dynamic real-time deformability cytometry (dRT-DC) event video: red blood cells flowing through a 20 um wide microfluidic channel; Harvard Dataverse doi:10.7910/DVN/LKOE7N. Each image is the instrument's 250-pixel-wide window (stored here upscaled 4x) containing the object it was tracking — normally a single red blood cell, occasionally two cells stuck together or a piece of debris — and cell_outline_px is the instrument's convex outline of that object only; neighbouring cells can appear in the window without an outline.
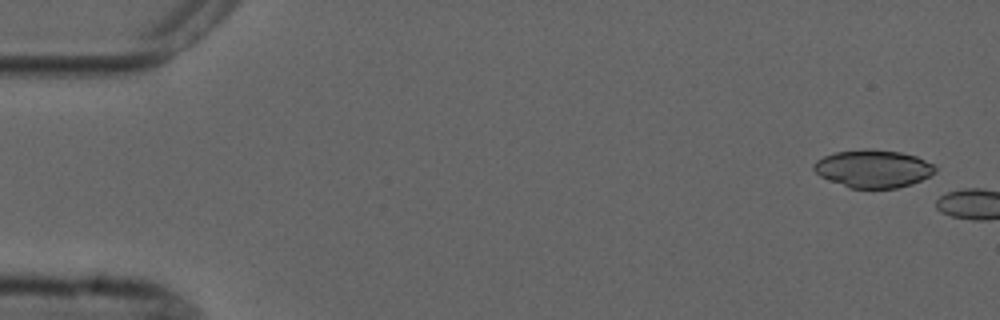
{"species": "common noctule bat (a hibernating species)", "species_latin": "Nyctalus noctula", "temperature_condition": "cold", "stored_images_in_passage": 2, "camera_frame_rate_fps": 3000, "um_per_image_px": 0.085, "animal": {"sex": "male", "forearm_length_mm": 52.5}, "frame": {"image": 1, "passage_image": 1, "time_ms": 0.0, "image_size_px": [1000, 320], "cell_outline_px": [[936, 172], [912, 184], [896, 188], [848, 188], [828, 180], [820, 176], [812, 168], [812, 164], [816, 160], [824, 156], [836, 152], [864, 148], [872, 148], [900, 152], [916, 156], [932, 164], [936, 168]], "centroid_in_image_um": [74.18, 14.33], "position_along_channel_um": 10.8, "area_um2": 26.88}}